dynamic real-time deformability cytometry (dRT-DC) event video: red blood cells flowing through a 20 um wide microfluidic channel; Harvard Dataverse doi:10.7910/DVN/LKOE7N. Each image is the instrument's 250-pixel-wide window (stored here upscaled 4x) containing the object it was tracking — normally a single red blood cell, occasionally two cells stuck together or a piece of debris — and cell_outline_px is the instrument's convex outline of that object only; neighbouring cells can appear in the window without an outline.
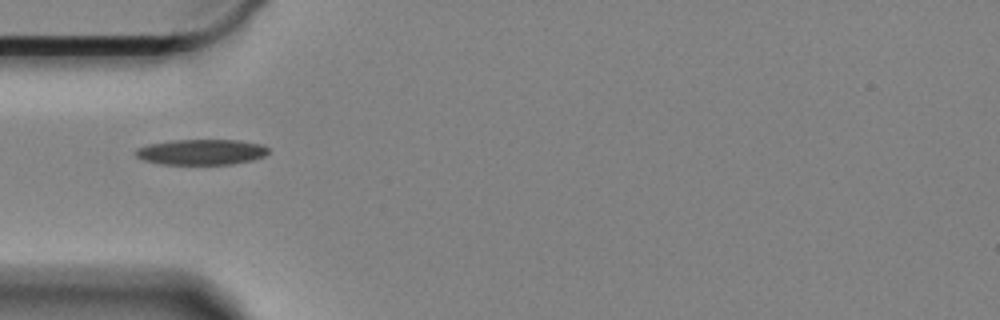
{"species": "Egyptian fruit bat (a non-hibernating species)", "species_latin": "Rousettus aegyptiacus", "temperature_condition": "cold", "stored_images_in_passage": 6, "camera_frame_rate_fps": 3000, "um_per_image_px": 0.085, "animal": {"sex": "female"}, "frame": {"image": 1, "passage_image": 1, "time_ms": 0.0, "image_size_px": [1000, 320], "cell_outline_px": [[268, 152], [264, 156], [252, 160], [232, 164], [160, 164], [144, 160], [136, 156], [136, 148], [148, 144], [172, 140], [236, 140], [264, 144], [268, 148]], "centroid_in_image_um": [17.12, 12.92], "position_along_channel_um": 67.9, "area_um2": 19.77}}
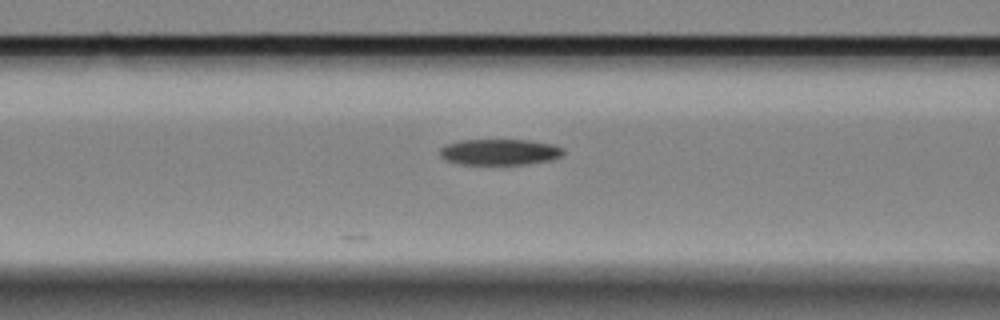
{"frame": {"image": 2, "passage_image": 6, "time_ms": 1.667, "image_size_px": [1000, 320], "cell_outline_px": [[564, 152], [560, 156], [552, 160], [528, 164], [460, 164], [444, 160], [440, 156], [440, 148], [448, 144], [460, 140], [528, 140], [552, 144], [564, 148]], "centroid_in_image_um": [42.47, 12.92], "position_along_channel_um": 124.1, "area_um2": 18.73}}